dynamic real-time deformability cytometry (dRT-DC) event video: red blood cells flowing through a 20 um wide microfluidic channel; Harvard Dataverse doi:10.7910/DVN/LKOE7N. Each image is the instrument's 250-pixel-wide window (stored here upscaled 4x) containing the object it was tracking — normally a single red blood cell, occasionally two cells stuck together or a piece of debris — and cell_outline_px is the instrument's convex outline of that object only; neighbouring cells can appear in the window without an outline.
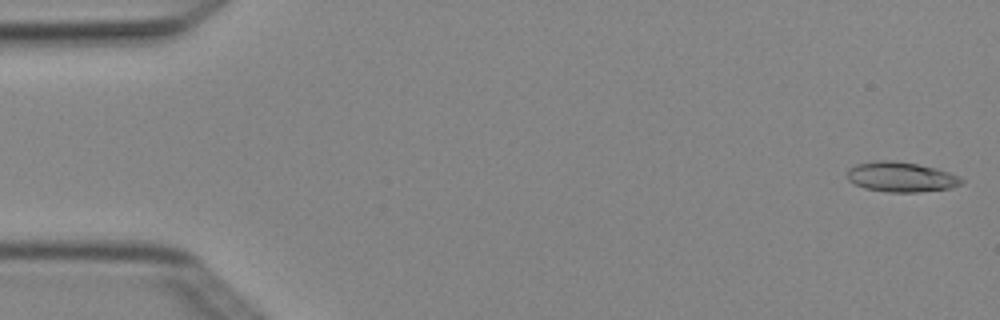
{"species": "Egyptian fruit bat (a non-hibernating species)", "species_latin": "Rousettus aegyptiacus", "temperature_condition": "cold", "stored_images_in_passage": 5, "camera_frame_rate_fps": 3000, "um_per_image_px": 0.085, "animal": {"sex": "female"}, "frame": {"image": 1, "passage_image": 1, "time_ms": 0.0, "image_size_px": [1000, 320], "cell_outline_px": [[964, 184], [952, 188], [920, 192], [888, 192], [864, 188], [848, 180], [848, 168], [856, 164], [872, 160], [896, 160], [936, 168], [960, 176], [964, 180]], "centroid_in_image_um": [76.62, 15.04], "position_along_channel_um": 8.4, "area_um2": 20.23}}
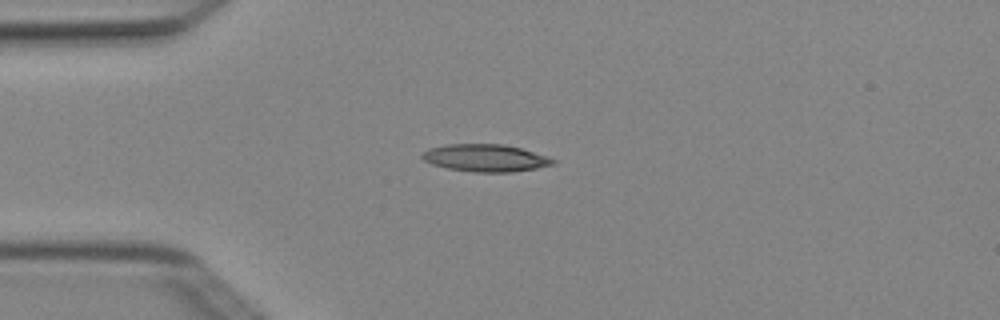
{"frame": {"image": 2, "passage_image": 4, "time_ms": 1.0, "image_size_px": [1000, 320], "cell_outline_px": [[556, 164], [536, 168], [512, 172], [472, 172], [448, 168], [432, 164], [424, 160], [420, 156], [428, 148], [444, 144], [504, 144], [520, 148], [548, 156], [556, 160]], "centroid_in_image_um": [41.27, 13.42], "position_along_channel_um": 43.7, "area_um2": 20.92}}